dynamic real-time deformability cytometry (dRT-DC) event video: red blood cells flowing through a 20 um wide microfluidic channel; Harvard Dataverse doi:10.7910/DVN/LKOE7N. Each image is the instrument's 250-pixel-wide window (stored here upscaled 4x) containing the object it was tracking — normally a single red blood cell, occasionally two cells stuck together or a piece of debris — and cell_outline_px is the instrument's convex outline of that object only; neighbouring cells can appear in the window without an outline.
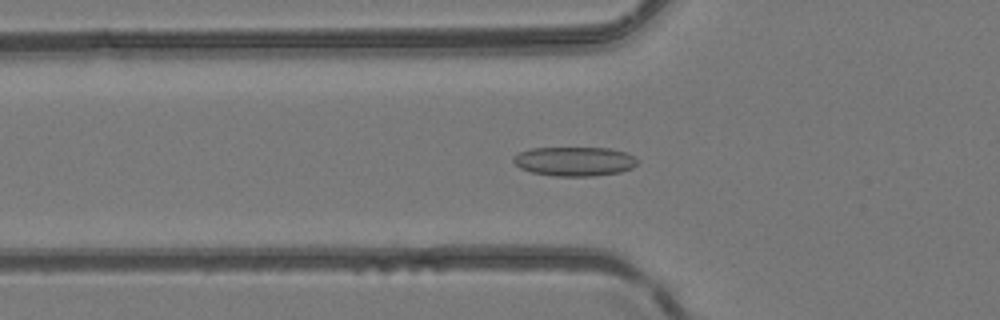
{"species": "common noctule bat (a hibernating species)", "species_latin": "Nyctalus noctula", "temperature_condition": "room temperature", "stored_images_in_passage": 46, "camera_frame_rate_fps": 3000, "um_per_image_px": 0.085, "animal": {"sex": "female", "body_mass_g": 24.6, "forearm_length_mm": 56.2}, "frame": {"image": 1, "passage_image": 15, "time_ms": 4.667, "image_size_px": [1000, 320], "cell_outline_px": [[636, 164], [632, 168], [620, 172], [596, 176], [556, 176], [532, 172], [520, 168], [512, 160], [512, 156], [528, 148], [608, 148], [624, 152], [632, 156], [636, 160]], "centroid_in_image_um": [48.79, 13.72], "position_along_channel_um": 77.0, "area_um2": 21.04}}
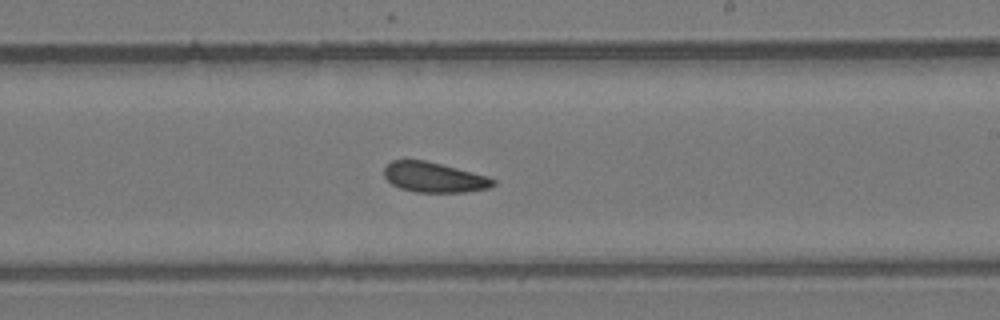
{"frame": {"image": 2, "passage_image": 27, "time_ms": 8.667, "image_size_px": [1000, 320], "cell_outline_px": [[496, 184], [488, 188], [464, 192], [416, 192], [400, 188], [392, 184], [384, 176], [384, 168], [392, 160], [424, 160], [488, 176], [496, 180]], "centroid_in_image_um": [36.89, 15.07], "position_along_channel_um": 252.1, "area_um2": 18.96}}
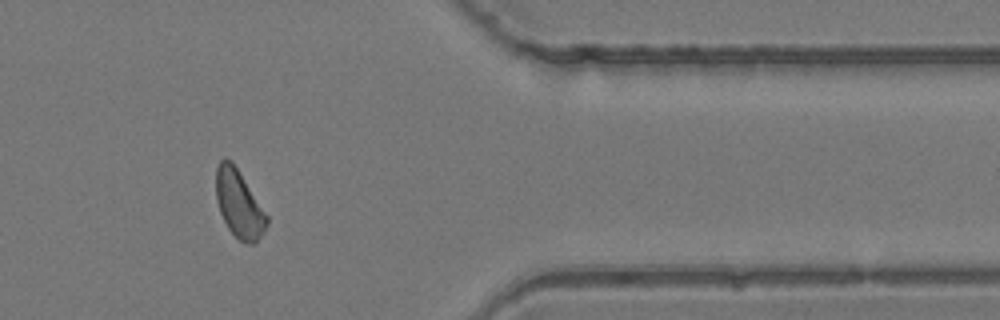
{"frame": {"image": 3, "passage_image": 38, "time_ms": 12.333, "image_size_px": [1000, 320], "cell_outline_px": [[268, 224], [264, 232], [252, 244], [244, 244], [228, 228], [220, 212], [216, 200], [216, 168], [220, 160], [224, 156], [232, 160], [268, 216]], "centroid_in_image_um": [20.3, 17.3], "position_along_channel_um": 391.1, "area_um2": 19.94}}